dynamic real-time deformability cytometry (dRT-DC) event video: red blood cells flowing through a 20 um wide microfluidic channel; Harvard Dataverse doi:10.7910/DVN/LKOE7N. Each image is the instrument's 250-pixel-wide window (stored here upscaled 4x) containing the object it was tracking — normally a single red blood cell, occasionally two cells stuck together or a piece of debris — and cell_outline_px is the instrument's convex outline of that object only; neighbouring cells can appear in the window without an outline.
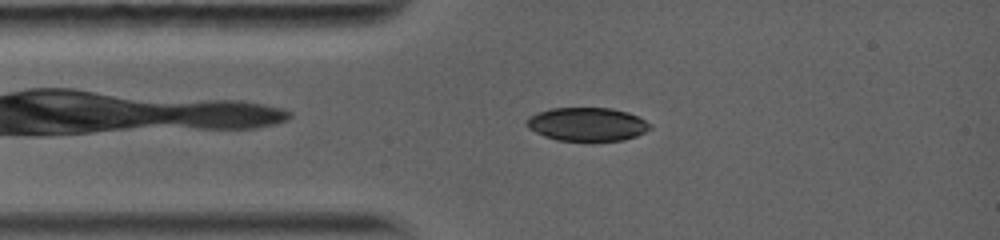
{"species": "common noctule bat (a hibernating species)", "species_latin": "Nyctalus noctula", "temperature_condition": "warm", "stored_images_in_passage": 4, "camera_frame_rate_fps": 5000, "um_per_image_px": 0.085, "animal": {"sex": "female", "body_mass_g": 19.0, "forearm_length_mm": 56.7}, "frame": {"image": 1, "passage_image": 3, "time_ms": 2.4, "image_size_px": [1000, 240], "cell_outline_px": [[652, 128], [636, 136], [624, 140], [556, 140], [544, 136], [528, 128], [524, 124], [528, 116], [536, 112], [552, 108], [612, 108], [628, 112], [652, 124]], "centroid_in_image_um": [49.88, 10.55], "position_along_channel_um": 35.1, "area_um2": 24.1}}
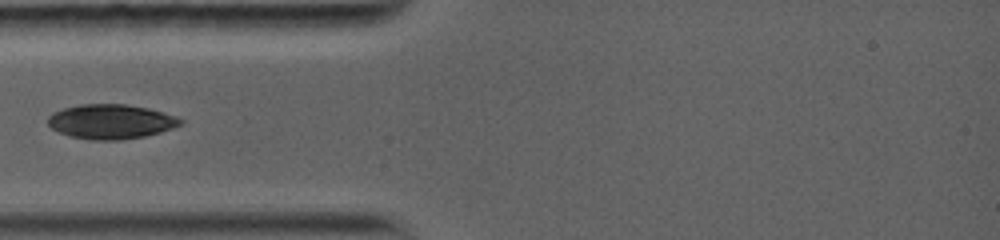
{"frame": {"image": 2, "passage_image": 4, "time_ms": 3.6, "image_size_px": [1000, 240], "cell_outline_px": [[184, 120], [180, 124], [172, 128], [160, 132], [144, 136], [116, 140], [88, 140], [72, 136], [60, 132], [52, 128], [48, 124], [48, 116], [52, 112], [64, 108], [80, 104], [124, 104], [148, 108], [164, 112], [176, 116]], "centroid_in_image_um": [9.42, 10.33], "position_along_channel_um": 75.6, "area_um2": 26.59}}